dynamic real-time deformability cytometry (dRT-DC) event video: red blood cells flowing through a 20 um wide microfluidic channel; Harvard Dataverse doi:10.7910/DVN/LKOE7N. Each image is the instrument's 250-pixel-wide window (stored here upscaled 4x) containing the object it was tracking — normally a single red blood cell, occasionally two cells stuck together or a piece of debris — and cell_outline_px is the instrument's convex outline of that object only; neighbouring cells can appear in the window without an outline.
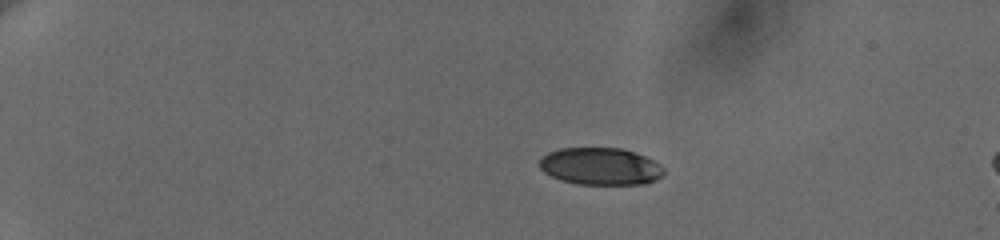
{"species": "human", "species_latin": "Homo sapiens", "temperature_condition": "cold", "stored_images_in_passage": 5, "camera_frame_rate_fps": 3000, "um_per_image_px": 0.085, "donor": {"sex": "female"}, "frame": {"image": 1, "passage_image": 1, "time_ms": 0.0, "image_size_px": [1000, 240], "cell_outline_px": [[664, 172], [656, 180], [644, 184], [580, 184], [560, 180], [544, 172], [540, 168], [540, 160], [548, 152], [560, 148], [620, 148], [644, 156], [660, 164], [664, 168]], "centroid_in_image_um": [51.03, 14.14], "position_along_channel_um": 34.0, "area_um2": 26.76}}